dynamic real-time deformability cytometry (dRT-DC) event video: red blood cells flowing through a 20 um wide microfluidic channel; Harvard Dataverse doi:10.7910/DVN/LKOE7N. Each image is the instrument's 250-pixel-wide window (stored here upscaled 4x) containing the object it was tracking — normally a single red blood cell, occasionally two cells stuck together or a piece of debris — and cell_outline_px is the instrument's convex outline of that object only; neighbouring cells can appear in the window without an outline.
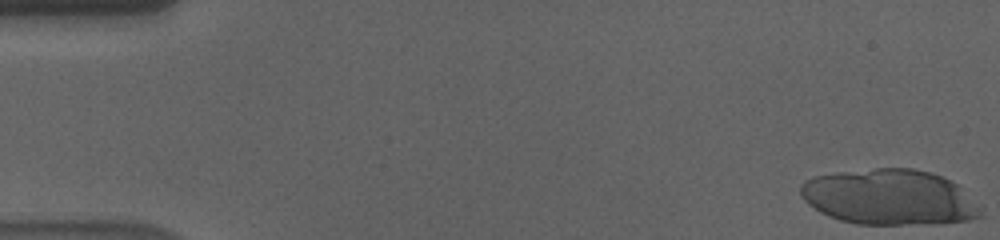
{"species": "human", "species_latin": "Homo sapiens", "temperature_condition": "cold", "stored_images_in_passage": 19, "camera_frame_rate_fps": 3000, "um_per_image_px": 0.085, "donor": {"sex": "male"}, "frame": {"image": 1, "passage_image": 1, "time_ms": 0.0, "image_size_px": [1000, 240], "cell_outline_px": [[984, 216], [968, 220], [900, 224], [856, 224], [840, 220], [828, 216], [820, 212], [808, 204], [804, 200], [800, 192], [800, 184], [804, 180], [816, 176], [840, 172], [876, 168], [912, 168], [932, 172], [956, 184]], "centroid_in_image_um": [75.49, 16.75], "position_along_channel_um": 9.5, "area_um2": 57.28}}